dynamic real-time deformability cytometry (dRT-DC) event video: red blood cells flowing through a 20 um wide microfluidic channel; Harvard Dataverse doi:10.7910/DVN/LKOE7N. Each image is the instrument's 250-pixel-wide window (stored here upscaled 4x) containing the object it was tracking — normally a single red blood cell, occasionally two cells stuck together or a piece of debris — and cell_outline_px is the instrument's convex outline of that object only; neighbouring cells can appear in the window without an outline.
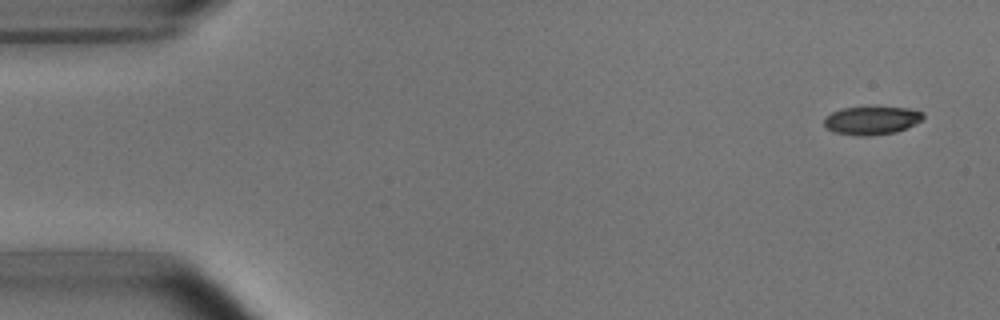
{"species": "common noctule bat (a hibernating species)", "species_latin": "Nyctalus noctula", "temperature_condition": "room temperature", "stored_images_in_passage": 4, "camera_frame_rate_fps": 3000, "um_per_image_px": 0.085, "animal": {"sex": "male", "body_mass_g": 15.6}, "frame": {"image": 1, "passage_image": 1, "time_ms": 0.0, "image_size_px": [1000, 320], "cell_outline_px": [[924, 120], [896, 132], [868, 136], [860, 136], [832, 132], [824, 124], [824, 116], [832, 112], [844, 108], [868, 104], [908, 108], [924, 112]], "centroid_in_image_um": [74.11, 10.19], "position_along_channel_um": 10.9, "area_um2": 17.11}}
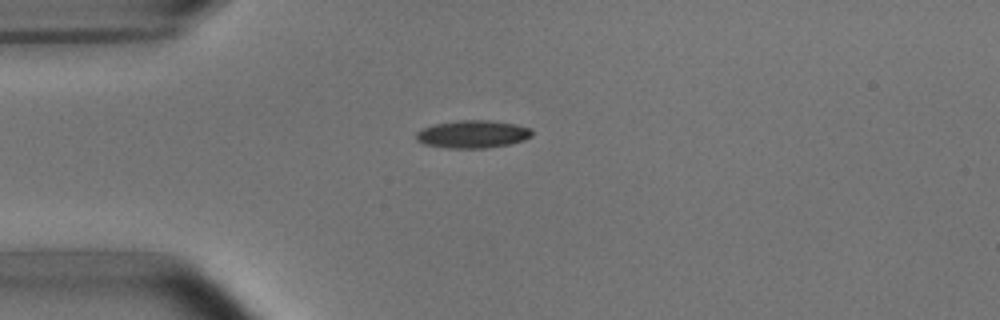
{"frame": {"image": 2, "passage_image": 4, "time_ms": 3.667, "image_size_px": [1000, 320], "cell_outline_px": [[532, 136], [524, 140], [508, 144], [488, 148], [448, 148], [424, 144], [416, 140], [416, 132], [432, 124], [460, 120], [488, 120], [516, 124], [532, 128]], "centroid_in_image_um": [40.18, 11.4], "position_along_channel_um": 44.8, "area_um2": 18.79}}